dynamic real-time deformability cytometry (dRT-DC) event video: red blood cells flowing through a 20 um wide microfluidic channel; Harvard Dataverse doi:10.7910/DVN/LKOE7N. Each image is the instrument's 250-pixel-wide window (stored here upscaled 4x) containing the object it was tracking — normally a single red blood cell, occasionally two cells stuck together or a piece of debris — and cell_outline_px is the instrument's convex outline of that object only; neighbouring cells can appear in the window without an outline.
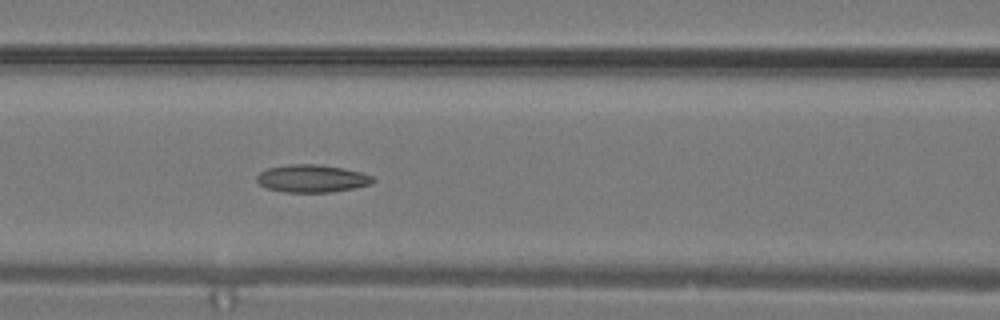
{"species": "common noctule bat (a hibernating species)", "species_latin": "Nyctalus noctula", "temperature_condition": "warm", "stored_images_in_passage": 12, "camera_frame_rate_fps": 3000, "um_per_image_px": 0.085, "animal": {"sex": "male", "body_mass_g": 19.2, "forearm_length_mm": 51.8}, "frame": {"image": 1, "passage_image": 12, "time_ms": 3.667, "image_size_px": [1000, 320], "cell_outline_px": [[376, 180], [372, 184], [332, 192], [284, 192], [268, 188], [260, 184], [256, 180], [256, 176], [260, 172], [268, 168], [288, 164], [316, 164], [344, 168], [360, 172], [372, 176]], "centroid_in_image_um": [26.52, 15.17], "position_along_channel_um": 140.1, "area_um2": 18.67}}